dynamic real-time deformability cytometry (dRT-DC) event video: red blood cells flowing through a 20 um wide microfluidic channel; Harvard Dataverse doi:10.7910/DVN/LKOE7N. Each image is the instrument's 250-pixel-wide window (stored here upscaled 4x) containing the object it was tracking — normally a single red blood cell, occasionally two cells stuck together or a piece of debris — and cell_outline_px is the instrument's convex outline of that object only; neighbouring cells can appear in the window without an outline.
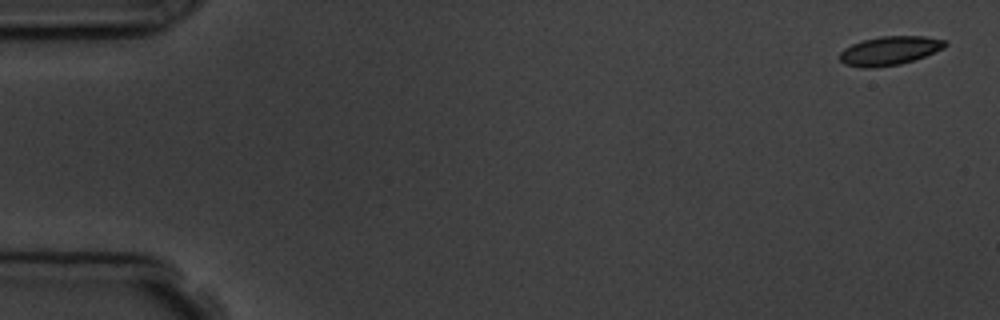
{"species": "common noctule bat (a hibernating species)", "species_latin": "Nyctalus noctula", "temperature_condition": "room temperature", "stored_images_in_passage": 6, "camera_frame_rate_fps": 3000, "um_per_image_px": 0.085, "animal": {"sex": "male", "body_mass_g": 19.5, "forearm_length_mm": 54.6}, "frame": {"image": 1, "passage_image": 1, "time_ms": 0.0, "image_size_px": [1000, 320], "cell_outline_px": [[948, 44], [944, 48], [924, 56], [900, 64], [872, 68], [860, 68], [844, 64], [840, 60], [840, 52], [844, 48], [860, 40], [880, 36], [924, 36], [948, 40]], "centroid_in_image_um": [75.6, 4.3], "position_along_channel_um": 9.4, "area_um2": 17.86}}
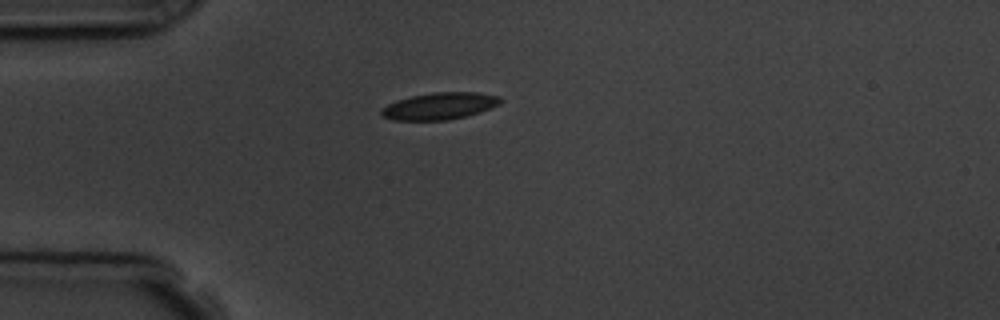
{"frame": {"image": 2, "passage_image": 4, "time_ms": 4.333, "image_size_px": [1000, 320], "cell_outline_px": [[504, 100], [500, 104], [480, 112], [468, 116], [448, 120], [392, 120], [384, 116], [380, 112], [380, 108], [396, 100], [412, 96], [432, 92], [480, 92], [500, 96]], "centroid_in_image_um": [37.4, 9.0], "position_along_channel_um": 47.6, "area_um2": 18.9}}